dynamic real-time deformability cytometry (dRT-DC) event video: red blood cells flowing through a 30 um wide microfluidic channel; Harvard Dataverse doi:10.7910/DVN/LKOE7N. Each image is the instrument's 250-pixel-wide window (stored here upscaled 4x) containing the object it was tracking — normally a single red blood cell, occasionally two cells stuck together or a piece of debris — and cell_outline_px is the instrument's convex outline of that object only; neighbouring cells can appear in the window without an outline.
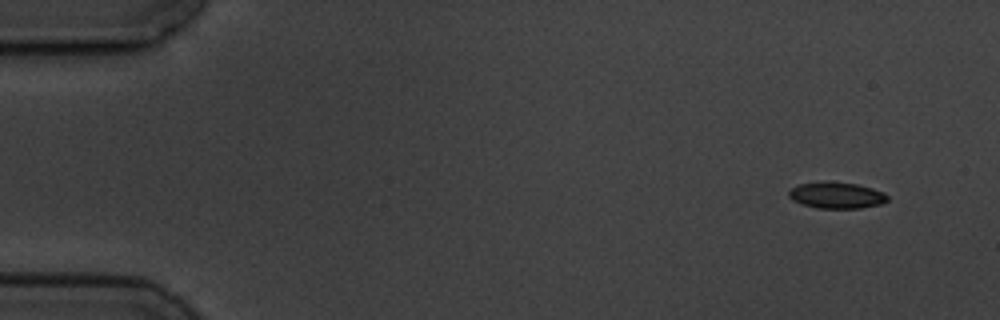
{"species": "common noctule bat (a hibernating species)", "species_latin": "Nyctalus noctula", "temperature_condition": "cold", "stored_images_in_passage": 8, "camera_frame_rate_fps": 3000, "um_per_image_px": 0.085, "animal": {"sex": "male", "body_mass_g": 19.5, "forearm_length_mm": 54.6}, "frame": {"image": 1, "passage_image": 1, "time_ms": 0.0, "image_size_px": [1000, 320], "cell_outline_px": [[888, 200], [880, 204], [860, 208], [816, 208], [792, 200], [788, 196], [788, 192], [792, 188], [800, 184], [856, 184], [872, 188], [884, 192], [888, 196]], "centroid_in_image_um": [71.15, 16.64], "position_along_channel_um": 13.9, "area_um2": 14.39}}
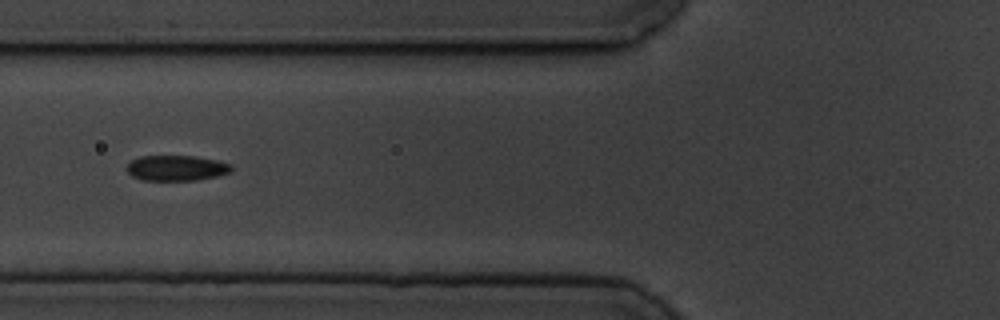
{"frame": {"image": 2, "passage_image": 6, "time_ms": 6.0, "image_size_px": [1000, 320], "cell_outline_px": [[232, 172], [216, 176], [196, 180], [140, 180], [132, 176], [128, 172], [128, 164], [132, 160], [140, 156], [196, 156], [216, 160], [232, 164]], "centroid_in_image_um": [15.02, 14.28], "position_along_channel_um": 110.8, "area_um2": 15.49}}
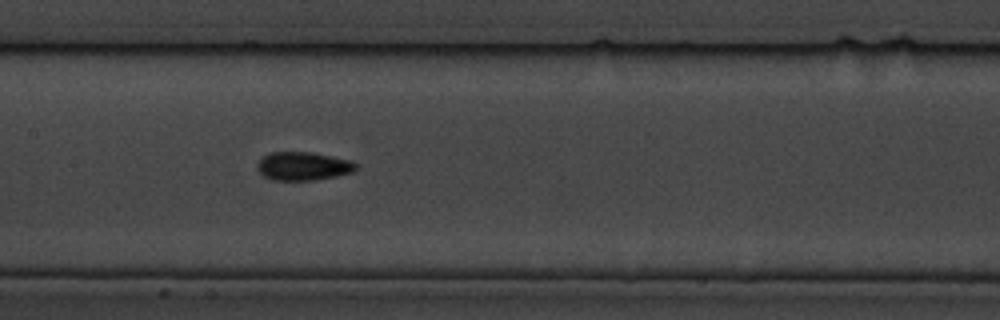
{"frame": {"image": 3, "passage_image": 8, "time_ms": 8.0, "image_size_px": [1000, 320], "cell_outline_px": [[356, 168], [352, 172], [336, 176], [312, 180], [272, 180], [264, 176], [256, 168], [256, 164], [264, 156], [272, 152], [312, 152], [352, 160], [356, 164]], "centroid_in_image_um": [25.76, 14.12], "position_along_channel_um": 181.6, "area_um2": 16.3}}